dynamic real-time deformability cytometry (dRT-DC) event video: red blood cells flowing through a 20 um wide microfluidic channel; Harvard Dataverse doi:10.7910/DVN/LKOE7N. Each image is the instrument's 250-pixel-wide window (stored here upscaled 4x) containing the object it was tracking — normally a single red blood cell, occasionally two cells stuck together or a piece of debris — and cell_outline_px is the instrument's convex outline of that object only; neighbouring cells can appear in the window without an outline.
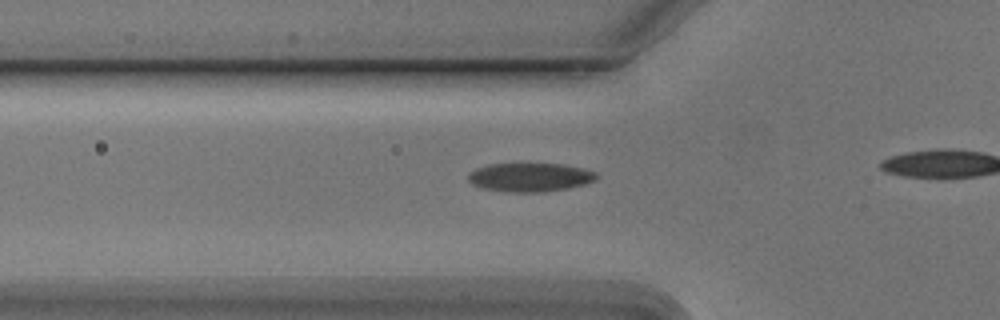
{"species": "Egyptian fruit bat (a non-hibernating species)", "species_latin": "Rousettus aegyptiacus", "temperature_condition": "cold", "stored_images_in_passage": 14, "camera_frame_rate_fps": 3000, "um_per_image_px": 0.085, "animal": {"sex": "male"}, "frame": {"image": 1, "passage_image": 2, "time_ms": 0.333, "image_size_px": [1000, 320], "cell_outline_px": [[600, 176], [596, 180], [584, 184], [568, 188], [540, 192], [508, 192], [480, 188], [472, 184], [468, 180], [468, 172], [476, 168], [488, 164], [564, 164], [584, 168], [596, 172]], "centroid_in_image_um": [45.05, 15.06], "position_along_channel_um": 80.8, "area_um2": 21.68}}
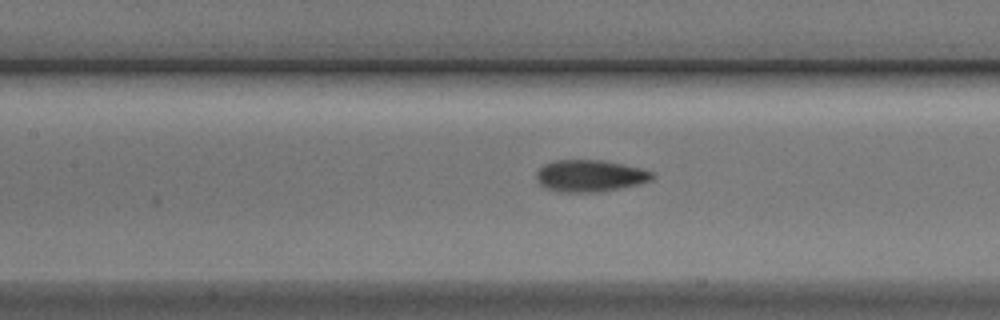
{"frame": {"image": 2, "passage_image": 8, "time_ms": 2.333, "image_size_px": [1000, 320], "cell_outline_px": [[656, 176], [652, 180], [640, 184], [600, 192], [560, 192], [548, 188], [540, 184], [536, 176], [536, 172], [544, 164], [556, 160], [600, 160], [640, 168], [652, 172]], "centroid_in_image_um": [50.16, 14.95], "position_along_channel_um": 157.2, "area_um2": 21.39}}
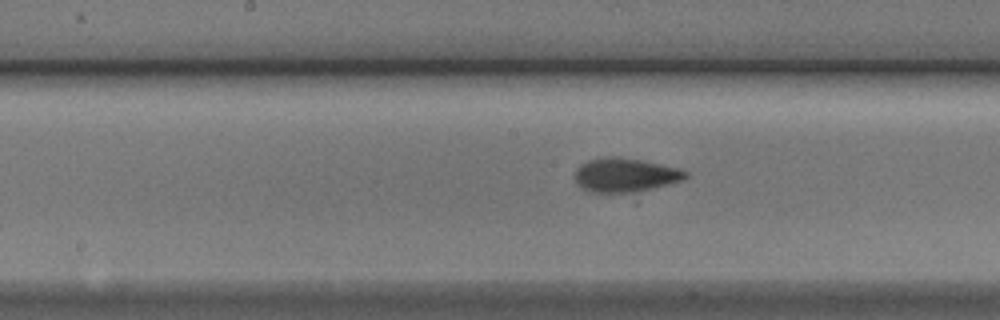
{"frame": {"image": 3, "passage_image": 11, "time_ms": 3.333, "image_size_px": [1000, 320], "cell_outline_px": [[688, 176], [684, 180], [648, 188], [628, 192], [592, 192], [584, 188], [576, 180], [576, 168], [580, 164], [588, 160], [604, 156], [620, 156], [680, 168], [688, 172]], "centroid_in_image_um": [53.14, 14.84], "position_along_channel_um": 195.1, "area_um2": 21.5}}